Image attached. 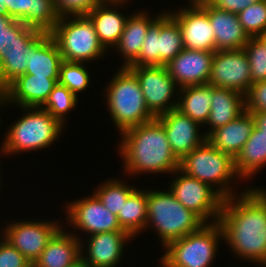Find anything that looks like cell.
I'll return each mask as SVG.
<instances>
[{"instance_id":"cell-1","label":"cell","mask_w":266,"mask_h":267,"mask_svg":"<svg viewBox=\"0 0 266 267\" xmlns=\"http://www.w3.org/2000/svg\"><path fill=\"white\" fill-rule=\"evenodd\" d=\"M218 223L238 258L266 267V189L251 187L223 199Z\"/></svg>"},{"instance_id":"cell-2","label":"cell","mask_w":266,"mask_h":267,"mask_svg":"<svg viewBox=\"0 0 266 267\" xmlns=\"http://www.w3.org/2000/svg\"><path fill=\"white\" fill-rule=\"evenodd\" d=\"M118 152L123 158L125 174L173 173L180 160L172 152L162 123L154 118L123 131Z\"/></svg>"},{"instance_id":"cell-3","label":"cell","mask_w":266,"mask_h":267,"mask_svg":"<svg viewBox=\"0 0 266 267\" xmlns=\"http://www.w3.org/2000/svg\"><path fill=\"white\" fill-rule=\"evenodd\" d=\"M105 96L110 117L120 134L156 118L146 105L138 78L128 67H120L110 79Z\"/></svg>"},{"instance_id":"cell-4","label":"cell","mask_w":266,"mask_h":267,"mask_svg":"<svg viewBox=\"0 0 266 267\" xmlns=\"http://www.w3.org/2000/svg\"><path fill=\"white\" fill-rule=\"evenodd\" d=\"M22 109L26 113L8 127L4 136L0 149L2 155H15L48 148L63 132L64 125L42 108Z\"/></svg>"},{"instance_id":"cell-5","label":"cell","mask_w":266,"mask_h":267,"mask_svg":"<svg viewBox=\"0 0 266 267\" xmlns=\"http://www.w3.org/2000/svg\"><path fill=\"white\" fill-rule=\"evenodd\" d=\"M203 224L205 223L184 207L169 189L168 191L147 189L146 228L157 231L156 234L159 235L163 247L198 230Z\"/></svg>"},{"instance_id":"cell-6","label":"cell","mask_w":266,"mask_h":267,"mask_svg":"<svg viewBox=\"0 0 266 267\" xmlns=\"http://www.w3.org/2000/svg\"><path fill=\"white\" fill-rule=\"evenodd\" d=\"M180 169L213 189L216 186L215 191L223 199L236 195L230 186L234 178L240 179L235 171L234 159L207 140L180 161Z\"/></svg>"},{"instance_id":"cell-7","label":"cell","mask_w":266,"mask_h":267,"mask_svg":"<svg viewBox=\"0 0 266 267\" xmlns=\"http://www.w3.org/2000/svg\"><path fill=\"white\" fill-rule=\"evenodd\" d=\"M221 239L223 230L218 221L205 223L198 230L169 242L160 258V267H209Z\"/></svg>"},{"instance_id":"cell-8","label":"cell","mask_w":266,"mask_h":267,"mask_svg":"<svg viewBox=\"0 0 266 267\" xmlns=\"http://www.w3.org/2000/svg\"><path fill=\"white\" fill-rule=\"evenodd\" d=\"M49 34L66 62H91L100 59L107 51L87 15L60 17Z\"/></svg>"},{"instance_id":"cell-9","label":"cell","mask_w":266,"mask_h":267,"mask_svg":"<svg viewBox=\"0 0 266 267\" xmlns=\"http://www.w3.org/2000/svg\"><path fill=\"white\" fill-rule=\"evenodd\" d=\"M163 12L149 26L140 55L130 66H166L185 48L178 23Z\"/></svg>"},{"instance_id":"cell-10","label":"cell","mask_w":266,"mask_h":267,"mask_svg":"<svg viewBox=\"0 0 266 267\" xmlns=\"http://www.w3.org/2000/svg\"><path fill=\"white\" fill-rule=\"evenodd\" d=\"M172 174H175V176L179 174L178 178L176 177L172 180L173 182H170L169 190L174 197L184 207L196 214L204 223L217 222L220 217L223 198L215 189L187 175L180 168Z\"/></svg>"},{"instance_id":"cell-11","label":"cell","mask_w":266,"mask_h":267,"mask_svg":"<svg viewBox=\"0 0 266 267\" xmlns=\"http://www.w3.org/2000/svg\"><path fill=\"white\" fill-rule=\"evenodd\" d=\"M138 78L149 111L158 117L177 107L179 88L165 66H129ZM176 89V90H175ZM173 100V101H171Z\"/></svg>"},{"instance_id":"cell-12","label":"cell","mask_w":266,"mask_h":267,"mask_svg":"<svg viewBox=\"0 0 266 267\" xmlns=\"http://www.w3.org/2000/svg\"><path fill=\"white\" fill-rule=\"evenodd\" d=\"M2 236L16 248L32 265L39 258L52 237L62 228L54 221H25L8 223Z\"/></svg>"},{"instance_id":"cell-13","label":"cell","mask_w":266,"mask_h":267,"mask_svg":"<svg viewBox=\"0 0 266 267\" xmlns=\"http://www.w3.org/2000/svg\"><path fill=\"white\" fill-rule=\"evenodd\" d=\"M208 84L232 89L245 96L252 82L249 60L244 49L215 51Z\"/></svg>"},{"instance_id":"cell-14","label":"cell","mask_w":266,"mask_h":267,"mask_svg":"<svg viewBox=\"0 0 266 267\" xmlns=\"http://www.w3.org/2000/svg\"><path fill=\"white\" fill-rule=\"evenodd\" d=\"M68 223L82 233L94 235L103 232L123 231L117 216L110 212L94 195L68 203L65 206Z\"/></svg>"},{"instance_id":"cell-15","label":"cell","mask_w":266,"mask_h":267,"mask_svg":"<svg viewBox=\"0 0 266 267\" xmlns=\"http://www.w3.org/2000/svg\"><path fill=\"white\" fill-rule=\"evenodd\" d=\"M190 1V7L178 8L176 12L167 11L181 29L184 47L215 52L214 30L208 14L194 0Z\"/></svg>"},{"instance_id":"cell-16","label":"cell","mask_w":266,"mask_h":267,"mask_svg":"<svg viewBox=\"0 0 266 267\" xmlns=\"http://www.w3.org/2000/svg\"><path fill=\"white\" fill-rule=\"evenodd\" d=\"M156 118L162 123L172 152L180 161L206 140L199 129L202 125L176 108Z\"/></svg>"},{"instance_id":"cell-17","label":"cell","mask_w":266,"mask_h":267,"mask_svg":"<svg viewBox=\"0 0 266 267\" xmlns=\"http://www.w3.org/2000/svg\"><path fill=\"white\" fill-rule=\"evenodd\" d=\"M214 52L184 48L165 67L179 88L208 84Z\"/></svg>"},{"instance_id":"cell-18","label":"cell","mask_w":266,"mask_h":267,"mask_svg":"<svg viewBox=\"0 0 266 267\" xmlns=\"http://www.w3.org/2000/svg\"><path fill=\"white\" fill-rule=\"evenodd\" d=\"M132 238L125 231L89 235L87 251L83 249L86 244L81 242V260L87 267H116L123 256L124 246Z\"/></svg>"},{"instance_id":"cell-19","label":"cell","mask_w":266,"mask_h":267,"mask_svg":"<svg viewBox=\"0 0 266 267\" xmlns=\"http://www.w3.org/2000/svg\"><path fill=\"white\" fill-rule=\"evenodd\" d=\"M59 78H47L23 74L12 81L3 91V104L13 103L19 108H41L47 101Z\"/></svg>"},{"instance_id":"cell-20","label":"cell","mask_w":266,"mask_h":267,"mask_svg":"<svg viewBox=\"0 0 266 267\" xmlns=\"http://www.w3.org/2000/svg\"><path fill=\"white\" fill-rule=\"evenodd\" d=\"M207 14L214 30L216 51L243 49L250 37L239 22L238 15L212 7L206 0H194Z\"/></svg>"},{"instance_id":"cell-21","label":"cell","mask_w":266,"mask_h":267,"mask_svg":"<svg viewBox=\"0 0 266 267\" xmlns=\"http://www.w3.org/2000/svg\"><path fill=\"white\" fill-rule=\"evenodd\" d=\"M44 32L26 26L16 37L12 46L0 59V91L2 92L18 76L25 74L29 59V47Z\"/></svg>"},{"instance_id":"cell-22","label":"cell","mask_w":266,"mask_h":267,"mask_svg":"<svg viewBox=\"0 0 266 267\" xmlns=\"http://www.w3.org/2000/svg\"><path fill=\"white\" fill-rule=\"evenodd\" d=\"M63 228L48 242L32 267H70L81 259V237Z\"/></svg>"},{"instance_id":"cell-23","label":"cell","mask_w":266,"mask_h":267,"mask_svg":"<svg viewBox=\"0 0 266 267\" xmlns=\"http://www.w3.org/2000/svg\"><path fill=\"white\" fill-rule=\"evenodd\" d=\"M255 127V119L246 110L226 125L213 130L206 140L233 159L240 153Z\"/></svg>"},{"instance_id":"cell-24","label":"cell","mask_w":266,"mask_h":267,"mask_svg":"<svg viewBox=\"0 0 266 267\" xmlns=\"http://www.w3.org/2000/svg\"><path fill=\"white\" fill-rule=\"evenodd\" d=\"M123 4L125 2L101 1L87 14L94 24L100 43L107 51L108 48H114L117 45L125 28L128 15L125 16L118 9H115L117 5L122 7Z\"/></svg>"},{"instance_id":"cell-25","label":"cell","mask_w":266,"mask_h":267,"mask_svg":"<svg viewBox=\"0 0 266 267\" xmlns=\"http://www.w3.org/2000/svg\"><path fill=\"white\" fill-rule=\"evenodd\" d=\"M10 17L46 33L60 18L53 0H10Z\"/></svg>"},{"instance_id":"cell-26","label":"cell","mask_w":266,"mask_h":267,"mask_svg":"<svg viewBox=\"0 0 266 267\" xmlns=\"http://www.w3.org/2000/svg\"><path fill=\"white\" fill-rule=\"evenodd\" d=\"M63 58L49 33L44 32L30 47L26 74L59 78Z\"/></svg>"},{"instance_id":"cell-27","label":"cell","mask_w":266,"mask_h":267,"mask_svg":"<svg viewBox=\"0 0 266 267\" xmlns=\"http://www.w3.org/2000/svg\"><path fill=\"white\" fill-rule=\"evenodd\" d=\"M155 15L153 18L145 11L134 13L128 16L122 36L120 37L116 51L124 57V63L120 67H129L140 55V50L149 26L162 14Z\"/></svg>"},{"instance_id":"cell-28","label":"cell","mask_w":266,"mask_h":267,"mask_svg":"<svg viewBox=\"0 0 266 267\" xmlns=\"http://www.w3.org/2000/svg\"><path fill=\"white\" fill-rule=\"evenodd\" d=\"M211 110L206 122L210 129L204 133L207 137L213 130L226 125L245 111V96L238 91L212 86Z\"/></svg>"},{"instance_id":"cell-29","label":"cell","mask_w":266,"mask_h":267,"mask_svg":"<svg viewBox=\"0 0 266 267\" xmlns=\"http://www.w3.org/2000/svg\"><path fill=\"white\" fill-rule=\"evenodd\" d=\"M177 91L179 93L178 97H175L176 109L200 125H205L211 110L212 86L209 84L186 86Z\"/></svg>"},{"instance_id":"cell-30","label":"cell","mask_w":266,"mask_h":267,"mask_svg":"<svg viewBox=\"0 0 266 267\" xmlns=\"http://www.w3.org/2000/svg\"><path fill=\"white\" fill-rule=\"evenodd\" d=\"M264 166H266V135L255 126L249 139L234 159V167L241 180H248Z\"/></svg>"},{"instance_id":"cell-31","label":"cell","mask_w":266,"mask_h":267,"mask_svg":"<svg viewBox=\"0 0 266 267\" xmlns=\"http://www.w3.org/2000/svg\"><path fill=\"white\" fill-rule=\"evenodd\" d=\"M123 231L132 237L146 231L147 223V190L136 188L125 200L117 215Z\"/></svg>"},{"instance_id":"cell-32","label":"cell","mask_w":266,"mask_h":267,"mask_svg":"<svg viewBox=\"0 0 266 267\" xmlns=\"http://www.w3.org/2000/svg\"><path fill=\"white\" fill-rule=\"evenodd\" d=\"M136 189L126 185V183L121 180L109 179L97 187L93 194L100 200V202L114 215H118L119 210L122 209L125 200L128 196Z\"/></svg>"},{"instance_id":"cell-33","label":"cell","mask_w":266,"mask_h":267,"mask_svg":"<svg viewBox=\"0 0 266 267\" xmlns=\"http://www.w3.org/2000/svg\"><path fill=\"white\" fill-rule=\"evenodd\" d=\"M77 103L78 97L66 86L57 83L41 108L65 125V117L75 108Z\"/></svg>"},{"instance_id":"cell-34","label":"cell","mask_w":266,"mask_h":267,"mask_svg":"<svg viewBox=\"0 0 266 267\" xmlns=\"http://www.w3.org/2000/svg\"><path fill=\"white\" fill-rule=\"evenodd\" d=\"M85 64L63 61L60 66L58 83L66 86L77 97L78 93L86 90L90 85L91 78Z\"/></svg>"},{"instance_id":"cell-35","label":"cell","mask_w":266,"mask_h":267,"mask_svg":"<svg viewBox=\"0 0 266 267\" xmlns=\"http://www.w3.org/2000/svg\"><path fill=\"white\" fill-rule=\"evenodd\" d=\"M237 15L249 37H260L266 32V0H257Z\"/></svg>"},{"instance_id":"cell-36","label":"cell","mask_w":266,"mask_h":267,"mask_svg":"<svg viewBox=\"0 0 266 267\" xmlns=\"http://www.w3.org/2000/svg\"><path fill=\"white\" fill-rule=\"evenodd\" d=\"M249 60L252 84L266 81V44L260 37H250L244 46Z\"/></svg>"},{"instance_id":"cell-37","label":"cell","mask_w":266,"mask_h":267,"mask_svg":"<svg viewBox=\"0 0 266 267\" xmlns=\"http://www.w3.org/2000/svg\"><path fill=\"white\" fill-rule=\"evenodd\" d=\"M25 27L26 25L23 22L13 19L8 14H0V59L12 46L14 37Z\"/></svg>"},{"instance_id":"cell-38","label":"cell","mask_w":266,"mask_h":267,"mask_svg":"<svg viewBox=\"0 0 266 267\" xmlns=\"http://www.w3.org/2000/svg\"><path fill=\"white\" fill-rule=\"evenodd\" d=\"M101 0H53L59 17L87 15Z\"/></svg>"},{"instance_id":"cell-39","label":"cell","mask_w":266,"mask_h":267,"mask_svg":"<svg viewBox=\"0 0 266 267\" xmlns=\"http://www.w3.org/2000/svg\"><path fill=\"white\" fill-rule=\"evenodd\" d=\"M245 110L248 113L266 111V81L251 84L245 95Z\"/></svg>"},{"instance_id":"cell-40","label":"cell","mask_w":266,"mask_h":267,"mask_svg":"<svg viewBox=\"0 0 266 267\" xmlns=\"http://www.w3.org/2000/svg\"><path fill=\"white\" fill-rule=\"evenodd\" d=\"M0 267H32V264L2 237L0 240Z\"/></svg>"},{"instance_id":"cell-41","label":"cell","mask_w":266,"mask_h":267,"mask_svg":"<svg viewBox=\"0 0 266 267\" xmlns=\"http://www.w3.org/2000/svg\"><path fill=\"white\" fill-rule=\"evenodd\" d=\"M212 7L238 14L257 0H206Z\"/></svg>"},{"instance_id":"cell-42","label":"cell","mask_w":266,"mask_h":267,"mask_svg":"<svg viewBox=\"0 0 266 267\" xmlns=\"http://www.w3.org/2000/svg\"><path fill=\"white\" fill-rule=\"evenodd\" d=\"M255 119V126L266 135V111L251 113Z\"/></svg>"},{"instance_id":"cell-43","label":"cell","mask_w":266,"mask_h":267,"mask_svg":"<svg viewBox=\"0 0 266 267\" xmlns=\"http://www.w3.org/2000/svg\"><path fill=\"white\" fill-rule=\"evenodd\" d=\"M6 13L10 16V0H0V14Z\"/></svg>"},{"instance_id":"cell-44","label":"cell","mask_w":266,"mask_h":267,"mask_svg":"<svg viewBox=\"0 0 266 267\" xmlns=\"http://www.w3.org/2000/svg\"><path fill=\"white\" fill-rule=\"evenodd\" d=\"M70 267H87L83 261L80 259L76 264L70 266Z\"/></svg>"},{"instance_id":"cell-45","label":"cell","mask_w":266,"mask_h":267,"mask_svg":"<svg viewBox=\"0 0 266 267\" xmlns=\"http://www.w3.org/2000/svg\"><path fill=\"white\" fill-rule=\"evenodd\" d=\"M102 2H128V0H101Z\"/></svg>"},{"instance_id":"cell-46","label":"cell","mask_w":266,"mask_h":267,"mask_svg":"<svg viewBox=\"0 0 266 267\" xmlns=\"http://www.w3.org/2000/svg\"><path fill=\"white\" fill-rule=\"evenodd\" d=\"M3 103H4V102H3V93L0 91V107H1V106H4ZM1 121H2V120L0 119V122H1ZM0 124H2V123H0Z\"/></svg>"},{"instance_id":"cell-47","label":"cell","mask_w":266,"mask_h":267,"mask_svg":"<svg viewBox=\"0 0 266 267\" xmlns=\"http://www.w3.org/2000/svg\"><path fill=\"white\" fill-rule=\"evenodd\" d=\"M260 38L265 42V44H266V32L262 35V36H260Z\"/></svg>"}]
</instances>
